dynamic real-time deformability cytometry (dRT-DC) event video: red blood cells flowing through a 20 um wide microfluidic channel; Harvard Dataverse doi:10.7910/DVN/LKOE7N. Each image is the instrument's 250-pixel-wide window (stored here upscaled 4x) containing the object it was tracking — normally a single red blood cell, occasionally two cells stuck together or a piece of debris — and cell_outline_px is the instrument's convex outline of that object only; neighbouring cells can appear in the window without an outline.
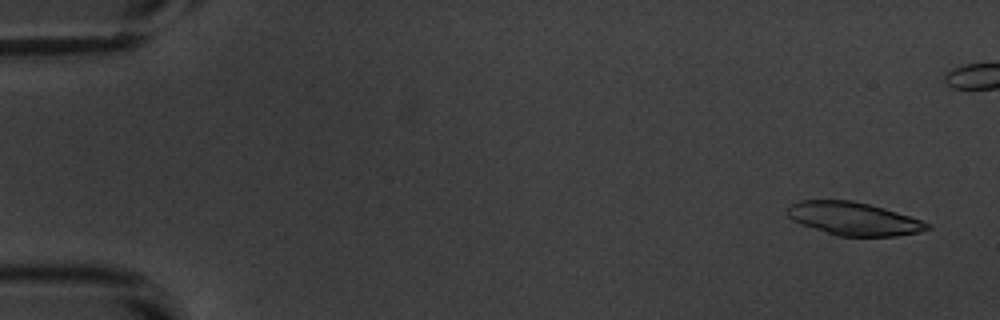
{"species": "common noctule bat (a hibernating species)", "species_latin": "Nyctalus noctula", "temperature_condition": "warm", "stored_images_in_passage": 52, "camera_frame_rate_fps": 3000, "um_per_image_px": 0.085, "animal": {"sex": "male", "body_mass_g": 20.1, "forearm_length_mm": 53.5}, "frame": {"image": 1, "passage_image": 1, "time_ms": 0.0, "image_size_px": [1000, 320], "cell_outline_px": [[932, 228], [920, 232], [896, 236], [836, 236], [800, 224], [792, 220], [788, 216], [788, 208], [792, 204], [800, 200], [852, 200], [884, 208], [924, 220], [932, 224]], "centroid_in_image_um": [72.6, 18.6], "position_along_channel_um": 12.4, "area_um2": 27.17}, "authors_computed_cell_mechanics": {"area_um2": 22.6287, "velocity_mm_per_s": 3.8479, "shape_relaxation_time_tau1_ms": 3.5265, "shape_relaxation_time_tau2_ms": 4.3193, "deformation_change_tau1": 0.184, "deformation_change_tau2": 0.1375}}